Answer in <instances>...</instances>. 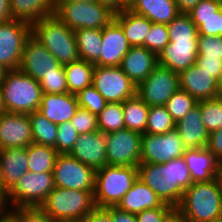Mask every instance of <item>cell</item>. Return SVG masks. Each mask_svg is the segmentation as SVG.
Returning a JSON list of instances; mask_svg holds the SVG:
<instances>
[{
	"instance_id": "cell-60",
	"label": "cell",
	"mask_w": 222,
	"mask_h": 222,
	"mask_svg": "<svg viewBox=\"0 0 222 222\" xmlns=\"http://www.w3.org/2000/svg\"><path fill=\"white\" fill-rule=\"evenodd\" d=\"M5 112H6V109L4 106L3 97H2L1 88H0V115Z\"/></svg>"
},
{
	"instance_id": "cell-64",
	"label": "cell",
	"mask_w": 222,
	"mask_h": 222,
	"mask_svg": "<svg viewBox=\"0 0 222 222\" xmlns=\"http://www.w3.org/2000/svg\"><path fill=\"white\" fill-rule=\"evenodd\" d=\"M219 90H220V95L222 96V76H221V79L219 81Z\"/></svg>"
},
{
	"instance_id": "cell-53",
	"label": "cell",
	"mask_w": 222,
	"mask_h": 222,
	"mask_svg": "<svg viewBox=\"0 0 222 222\" xmlns=\"http://www.w3.org/2000/svg\"><path fill=\"white\" fill-rule=\"evenodd\" d=\"M101 5L107 7L114 14L120 13L127 8L123 4V0H96Z\"/></svg>"
},
{
	"instance_id": "cell-47",
	"label": "cell",
	"mask_w": 222,
	"mask_h": 222,
	"mask_svg": "<svg viewBox=\"0 0 222 222\" xmlns=\"http://www.w3.org/2000/svg\"><path fill=\"white\" fill-rule=\"evenodd\" d=\"M175 210L174 207L163 204L159 208L146 209L136 214L137 222H164V220Z\"/></svg>"
},
{
	"instance_id": "cell-58",
	"label": "cell",
	"mask_w": 222,
	"mask_h": 222,
	"mask_svg": "<svg viewBox=\"0 0 222 222\" xmlns=\"http://www.w3.org/2000/svg\"><path fill=\"white\" fill-rule=\"evenodd\" d=\"M215 179L218 183L220 191L222 192V162L218 164Z\"/></svg>"
},
{
	"instance_id": "cell-43",
	"label": "cell",
	"mask_w": 222,
	"mask_h": 222,
	"mask_svg": "<svg viewBox=\"0 0 222 222\" xmlns=\"http://www.w3.org/2000/svg\"><path fill=\"white\" fill-rule=\"evenodd\" d=\"M197 59H222V37L199 35Z\"/></svg>"
},
{
	"instance_id": "cell-27",
	"label": "cell",
	"mask_w": 222,
	"mask_h": 222,
	"mask_svg": "<svg viewBox=\"0 0 222 222\" xmlns=\"http://www.w3.org/2000/svg\"><path fill=\"white\" fill-rule=\"evenodd\" d=\"M183 157L193 183L207 182L215 178L219 162L206 147L185 150Z\"/></svg>"
},
{
	"instance_id": "cell-35",
	"label": "cell",
	"mask_w": 222,
	"mask_h": 222,
	"mask_svg": "<svg viewBox=\"0 0 222 222\" xmlns=\"http://www.w3.org/2000/svg\"><path fill=\"white\" fill-rule=\"evenodd\" d=\"M31 122L33 143L56 147L58 127L38 111L28 114Z\"/></svg>"
},
{
	"instance_id": "cell-12",
	"label": "cell",
	"mask_w": 222,
	"mask_h": 222,
	"mask_svg": "<svg viewBox=\"0 0 222 222\" xmlns=\"http://www.w3.org/2000/svg\"><path fill=\"white\" fill-rule=\"evenodd\" d=\"M107 165L138 167L141 163L142 134L122 129L105 134Z\"/></svg>"
},
{
	"instance_id": "cell-56",
	"label": "cell",
	"mask_w": 222,
	"mask_h": 222,
	"mask_svg": "<svg viewBox=\"0 0 222 222\" xmlns=\"http://www.w3.org/2000/svg\"><path fill=\"white\" fill-rule=\"evenodd\" d=\"M12 20L9 0H0V23Z\"/></svg>"
},
{
	"instance_id": "cell-31",
	"label": "cell",
	"mask_w": 222,
	"mask_h": 222,
	"mask_svg": "<svg viewBox=\"0 0 222 222\" xmlns=\"http://www.w3.org/2000/svg\"><path fill=\"white\" fill-rule=\"evenodd\" d=\"M79 58L95 63L102 51V29L84 28L74 30Z\"/></svg>"
},
{
	"instance_id": "cell-40",
	"label": "cell",
	"mask_w": 222,
	"mask_h": 222,
	"mask_svg": "<svg viewBox=\"0 0 222 222\" xmlns=\"http://www.w3.org/2000/svg\"><path fill=\"white\" fill-rule=\"evenodd\" d=\"M198 101L189 93L178 89L164 105L176 123L181 120L190 110L196 107Z\"/></svg>"
},
{
	"instance_id": "cell-62",
	"label": "cell",
	"mask_w": 222,
	"mask_h": 222,
	"mask_svg": "<svg viewBox=\"0 0 222 222\" xmlns=\"http://www.w3.org/2000/svg\"><path fill=\"white\" fill-rule=\"evenodd\" d=\"M56 1L91 2V1H96V0H56Z\"/></svg>"
},
{
	"instance_id": "cell-38",
	"label": "cell",
	"mask_w": 222,
	"mask_h": 222,
	"mask_svg": "<svg viewBox=\"0 0 222 222\" xmlns=\"http://www.w3.org/2000/svg\"><path fill=\"white\" fill-rule=\"evenodd\" d=\"M169 41L198 40V28L186 13H180L169 24Z\"/></svg>"
},
{
	"instance_id": "cell-42",
	"label": "cell",
	"mask_w": 222,
	"mask_h": 222,
	"mask_svg": "<svg viewBox=\"0 0 222 222\" xmlns=\"http://www.w3.org/2000/svg\"><path fill=\"white\" fill-rule=\"evenodd\" d=\"M169 42L167 24L152 23L149 34L145 37L144 47L159 55Z\"/></svg>"
},
{
	"instance_id": "cell-65",
	"label": "cell",
	"mask_w": 222,
	"mask_h": 222,
	"mask_svg": "<svg viewBox=\"0 0 222 222\" xmlns=\"http://www.w3.org/2000/svg\"><path fill=\"white\" fill-rule=\"evenodd\" d=\"M210 222H222V217H221V218H218V219H214V220H212V221H210Z\"/></svg>"
},
{
	"instance_id": "cell-50",
	"label": "cell",
	"mask_w": 222,
	"mask_h": 222,
	"mask_svg": "<svg viewBox=\"0 0 222 222\" xmlns=\"http://www.w3.org/2000/svg\"><path fill=\"white\" fill-rule=\"evenodd\" d=\"M206 148L215 156L219 163L222 162V128L210 133Z\"/></svg>"
},
{
	"instance_id": "cell-52",
	"label": "cell",
	"mask_w": 222,
	"mask_h": 222,
	"mask_svg": "<svg viewBox=\"0 0 222 222\" xmlns=\"http://www.w3.org/2000/svg\"><path fill=\"white\" fill-rule=\"evenodd\" d=\"M84 222H113L111 215L104 208H95Z\"/></svg>"
},
{
	"instance_id": "cell-37",
	"label": "cell",
	"mask_w": 222,
	"mask_h": 222,
	"mask_svg": "<svg viewBox=\"0 0 222 222\" xmlns=\"http://www.w3.org/2000/svg\"><path fill=\"white\" fill-rule=\"evenodd\" d=\"M175 129V122L165 106H150L145 134H164Z\"/></svg>"
},
{
	"instance_id": "cell-15",
	"label": "cell",
	"mask_w": 222,
	"mask_h": 222,
	"mask_svg": "<svg viewBox=\"0 0 222 222\" xmlns=\"http://www.w3.org/2000/svg\"><path fill=\"white\" fill-rule=\"evenodd\" d=\"M63 65L32 35L23 48L20 70L37 81L50 73H57Z\"/></svg>"
},
{
	"instance_id": "cell-17",
	"label": "cell",
	"mask_w": 222,
	"mask_h": 222,
	"mask_svg": "<svg viewBox=\"0 0 222 222\" xmlns=\"http://www.w3.org/2000/svg\"><path fill=\"white\" fill-rule=\"evenodd\" d=\"M33 143L28 114L8 113L0 115V149L27 147Z\"/></svg>"
},
{
	"instance_id": "cell-36",
	"label": "cell",
	"mask_w": 222,
	"mask_h": 222,
	"mask_svg": "<svg viewBox=\"0 0 222 222\" xmlns=\"http://www.w3.org/2000/svg\"><path fill=\"white\" fill-rule=\"evenodd\" d=\"M97 119L98 128L104 134L125 129L122 103H107Z\"/></svg>"
},
{
	"instance_id": "cell-41",
	"label": "cell",
	"mask_w": 222,
	"mask_h": 222,
	"mask_svg": "<svg viewBox=\"0 0 222 222\" xmlns=\"http://www.w3.org/2000/svg\"><path fill=\"white\" fill-rule=\"evenodd\" d=\"M76 97L80 108L89 110L97 116L104 110L108 103L93 85L79 91Z\"/></svg>"
},
{
	"instance_id": "cell-24",
	"label": "cell",
	"mask_w": 222,
	"mask_h": 222,
	"mask_svg": "<svg viewBox=\"0 0 222 222\" xmlns=\"http://www.w3.org/2000/svg\"><path fill=\"white\" fill-rule=\"evenodd\" d=\"M158 66V55L144 46L131 47L121 62L124 74L137 86Z\"/></svg>"
},
{
	"instance_id": "cell-22",
	"label": "cell",
	"mask_w": 222,
	"mask_h": 222,
	"mask_svg": "<svg viewBox=\"0 0 222 222\" xmlns=\"http://www.w3.org/2000/svg\"><path fill=\"white\" fill-rule=\"evenodd\" d=\"M186 150L207 147L210 133L204 125L201 108L197 104L181 120L175 123Z\"/></svg>"
},
{
	"instance_id": "cell-4",
	"label": "cell",
	"mask_w": 222,
	"mask_h": 222,
	"mask_svg": "<svg viewBox=\"0 0 222 222\" xmlns=\"http://www.w3.org/2000/svg\"><path fill=\"white\" fill-rule=\"evenodd\" d=\"M0 88L6 112L31 114L38 111L42 88L36 79L20 69L8 70Z\"/></svg>"
},
{
	"instance_id": "cell-3",
	"label": "cell",
	"mask_w": 222,
	"mask_h": 222,
	"mask_svg": "<svg viewBox=\"0 0 222 222\" xmlns=\"http://www.w3.org/2000/svg\"><path fill=\"white\" fill-rule=\"evenodd\" d=\"M31 35L57 59L60 65L64 66L80 59L74 30L55 15L33 23Z\"/></svg>"
},
{
	"instance_id": "cell-54",
	"label": "cell",
	"mask_w": 222,
	"mask_h": 222,
	"mask_svg": "<svg viewBox=\"0 0 222 222\" xmlns=\"http://www.w3.org/2000/svg\"><path fill=\"white\" fill-rule=\"evenodd\" d=\"M0 222H21V218L12 208L4 207L0 211Z\"/></svg>"
},
{
	"instance_id": "cell-10",
	"label": "cell",
	"mask_w": 222,
	"mask_h": 222,
	"mask_svg": "<svg viewBox=\"0 0 222 222\" xmlns=\"http://www.w3.org/2000/svg\"><path fill=\"white\" fill-rule=\"evenodd\" d=\"M55 186L94 191L96 171L69 154H59L53 168Z\"/></svg>"
},
{
	"instance_id": "cell-66",
	"label": "cell",
	"mask_w": 222,
	"mask_h": 222,
	"mask_svg": "<svg viewBox=\"0 0 222 222\" xmlns=\"http://www.w3.org/2000/svg\"><path fill=\"white\" fill-rule=\"evenodd\" d=\"M0 196H1V169H0Z\"/></svg>"
},
{
	"instance_id": "cell-57",
	"label": "cell",
	"mask_w": 222,
	"mask_h": 222,
	"mask_svg": "<svg viewBox=\"0 0 222 222\" xmlns=\"http://www.w3.org/2000/svg\"><path fill=\"white\" fill-rule=\"evenodd\" d=\"M164 222H187V220L175 209Z\"/></svg>"
},
{
	"instance_id": "cell-61",
	"label": "cell",
	"mask_w": 222,
	"mask_h": 222,
	"mask_svg": "<svg viewBox=\"0 0 222 222\" xmlns=\"http://www.w3.org/2000/svg\"><path fill=\"white\" fill-rule=\"evenodd\" d=\"M8 70H6L2 65H0V85L5 77V74Z\"/></svg>"
},
{
	"instance_id": "cell-29",
	"label": "cell",
	"mask_w": 222,
	"mask_h": 222,
	"mask_svg": "<svg viewBox=\"0 0 222 222\" xmlns=\"http://www.w3.org/2000/svg\"><path fill=\"white\" fill-rule=\"evenodd\" d=\"M56 0H9L12 19L33 24L54 15Z\"/></svg>"
},
{
	"instance_id": "cell-51",
	"label": "cell",
	"mask_w": 222,
	"mask_h": 222,
	"mask_svg": "<svg viewBox=\"0 0 222 222\" xmlns=\"http://www.w3.org/2000/svg\"><path fill=\"white\" fill-rule=\"evenodd\" d=\"M112 217L113 222H137L136 215L120 210L116 206L104 208Z\"/></svg>"
},
{
	"instance_id": "cell-39",
	"label": "cell",
	"mask_w": 222,
	"mask_h": 222,
	"mask_svg": "<svg viewBox=\"0 0 222 222\" xmlns=\"http://www.w3.org/2000/svg\"><path fill=\"white\" fill-rule=\"evenodd\" d=\"M202 118L209 133L222 128V96L198 101Z\"/></svg>"
},
{
	"instance_id": "cell-30",
	"label": "cell",
	"mask_w": 222,
	"mask_h": 222,
	"mask_svg": "<svg viewBox=\"0 0 222 222\" xmlns=\"http://www.w3.org/2000/svg\"><path fill=\"white\" fill-rule=\"evenodd\" d=\"M130 10L158 24H169L180 14L175 0H137Z\"/></svg>"
},
{
	"instance_id": "cell-13",
	"label": "cell",
	"mask_w": 222,
	"mask_h": 222,
	"mask_svg": "<svg viewBox=\"0 0 222 222\" xmlns=\"http://www.w3.org/2000/svg\"><path fill=\"white\" fill-rule=\"evenodd\" d=\"M178 89H180L178 73L158 65L137 85L136 94L148 106H164Z\"/></svg>"
},
{
	"instance_id": "cell-9",
	"label": "cell",
	"mask_w": 222,
	"mask_h": 222,
	"mask_svg": "<svg viewBox=\"0 0 222 222\" xmlns=\"http://www.w3.org/2000/svg\"><path fill=\"white\" fill-rule=\"evenodd\" d=\"M31 36V24L12 19L0 23V65L6 70L20 68L23 48Z\"/></svg>"
},
{
	"instance_id": "cell-26",
	"label": "cell",
	"mask_w": 222,
	"mask_h": 222,
	"mask_svg": "<svg viewBox=\"0 0 222 222\" xmlns=\"http://www.w3.org/2000/svg\"><path fill=\"white\" fill-rule=\"evenodd\" d=\"M163 204L158 195L138 177L116 207L136 215L146 209L159 208Z\"/></svg>"
},
{
	"instance_id": "cell-25",
	"label": "cell",
	"mask_w": 222,
	"mask_h": 222,
	"mask_svg": "<svg viewBox=\"0 0 222 222\" xmlns=\"http://www.w3.org/2000/svg\"><path fill=\"white\" fill-rule=\"evenodd\" d=\"M79 108L77 97L72 93H43L38 112L56 125L70 121Z\"/></svg>"
},
{
	"instance_id": "cell-63",
	"label": "cell",
	"mask_w": 222,
	"mask_h": 222,
	"mask_svg": "<svg viewBox=\"0 0 222 222\" xmlns=\"http://www.w3.org/2000/svg\"><path fill=\"white\" fill-rule=\"evenodd\" d=\"M5 207L4 199L0 196V211Z\"/></svg>"
},
{
	"instance_id": "cell-28",
	"label": "cell",
	"mask_w": 222,
	"mask_h": 222,
	"mask_svg": "<svg viewBox=\"0 0 222 222\" xmlns=\"http://www.w3.org/2000/svg\"><path fill=\"white\" fill-rule=\"evenodd\" d=\"M114 20L121 26L131 47L144 46L152 23L147 17L133 13L130 9L114 14Z\"/></svg>"
},
{
	"instance_id": "cell-7",
	"label": "cell",
	"mask_w": 222,
	"mask_h": 222,
	"mask_svg": "<svg viewBox=\"0 0 222 222\" xmlns=\"http://www.w3.org/2000/svg\"><path fill=\"white\" fill-rule=\"evenodd\" d=\"M54 15L72 30L103 29L114 19V13L97 1H56Z\"/></svg>"
},
{
	"instance_id": "cell-48",
	"label": "cell",
	"mask_w": 222,
	"mask_h": 222,
	"mask_svg": "<svg viewBox=\"0 0 222 222\" xmlns=\"http://www.w3.org/2000/svg\"><path fill=\"white\" fill-rule=\"evenodd\" d=\"M12 209L19 215L21 222H56L40 207H18Z\"/></svg>"
},
{
	"instance_id": "cell-8",
	"label": "cell",
	"mask_w": 222,
	"mask_h": 222,
	"mask_svg": "<svg viewBox=\"0 0 222 222\" xmlns=\"http://www.w3.org/2000/svg\"><path fill=\"white\" fill-rule=\"evenodd\" d=\"M54 188L52 172L26 171L14 188L4 197V205L8 208L40 207Z\"/></svg>"
},
{
	"instance_id": "cell-59",
	"label": "cell",
	"mask_w": 222,
	"mask_h": 222,
	"mask_svg": "<svg viewBox=\"0 0 222 222\" xmlns=\"http://www.w3.org/2000/svg\"><path fill=\"white\" fill-rule=\"evenodd\" d=\"M136 2L137 0H123V4L127 9H130Z\"/></svg>"
},
{
	"instance_id": "cell-5",
	"label": "cell",
	"mask_w": 222,
	"mask_h": 222,
	"mask_svg": "<svg viewBox=\"0 0 222 222\" xmlns=\"http://www.w3.org/2000/svg\"><path fill=\"white\" fill-rule=\"evenodd\" d=\"M40 208L56 222L81 221L96 208L94 191L55 186Z\"/></svg>"
},
{
	"instance_id": "cell-21",
	"label": "cell",
	"mask_w": 222,
	"mask_h": 222,
	"mask_svg": "<svg viewBox=\"0 0 222 222\" xmlns=\"http://www.w3.org/2000/svg\"><path fill=\"white\" fill-rule=\"evenodd\" d=\"M198 55V40L170 41L158 55V65L177 73L194 65Z\"/></svg>"
},
{
	"instance_id": "cell-34",
	"label": "cell",
	"mask_w": 222,
	"mask_h": 222,
	"mask_svg": "<svg viewBox=\"0 0 222 222\" xmlns=\"http://www.w3.org/2000/svg\"><path fill=\"white\" fill-rule=\"evenodd\" d=\"M27 153L28 171L34 173L52 172L59 155L54 147L36 143L27 146Z\"/></svg>"
},
{
	"instance_id": "cell-6",
	"label": "cell",
	"mask_w": 222,
	"mask_h": 222,
	"mask_svg": "<svg viewBox=\"0 0 222 222\" xmlns=\"http://www.w3.org/2000/svg\"><path fill=\"white\" fill-rule=\"evenodd\" d=\"M138 178V167L105 165L95 173L96 208L117 206Z\"/></svg>"
},
{
	"instance_id": "cell-18",
	"label": "cell",
	"mask_w": 222,
	"mask_h": 222,
	"mask_svg": "<svg viewBox=\"0 0 222 222\" xmlns=\"http://www.w3.org/2000/svg\"><path fill=\"white\" fill-rule=\"evenodd\" d=\"M101 46V55L94 63L95 66H120L131 48L123 29L114 19L102 29Z\"/></svg>"
},
{
	"instance_id": "cell-19",
	"label": "cell",
	"mask_w": 222,
	"mask_h": 222,
	"mask_svg": "<svg viewBox=\"0 0 222 222\" xmlns=\"http://www.w3.org/2000/svg\"><path fill=\"white\" fill-rule=\"evenodd\" d=\"M179 87L197 101L215 98L220 95L219 82L195 63L178 73Z\"/></svg>"
},
{
	"instance_id": "cell-45",
	"label": "cell",
	"mask_w": 222,
	"mask_h": 222,
	"mask_svg": "<svg viewBox=\"0 0 222 222\" xmlns=\"http://www.w3.org/2000/svg\"><path fill=\"white\" fill-rule=\"evenodd\" d=\"M42 93L60 94L67 93V81L64 66L57 73H50L38 80Z\"/></svg>"
},
{
	"instance_id": "cell-20",
	"label": "cell",
	"mask_w": 222,
	"mask_h": 222,
	"mask_svg": "<svg viewBox=\"0 0 222 222\" xmlns=\"http://www.w3.org/2000/svg\"><path fill=\"white\" fill-rule=\"evenodd\" d=\"M1 197L14 188L28 171L27 147L0 149Z\"/></svg>"
},
{
	"instance_id": "cell-23",
	"label": "cell",
	"mask_w": 222,
	"mask_h": 222,
	"mask_svg": "<svg viewBox=\"0 0 222 222\" xmlns=\"http://www.w3.org/2000/svg\"><path fill=\"white\" fill-rule=\"evenodd\" d=\"M200 36L222 37V0H201L187 13Z\"/></svg>"
},
{
	"instance_id": "cell-16",
	"label": "cell",
	"mask_w": 222,
	"mask_h": 222,
	"mask_svg": "<svg viewBox=\"0 0 222 222\" xmlns=\"http://www.w3.org/2000/svg\"><path fill=\"white\" fill-rule=\"evenodd\" d=\"M106 151L105 134L97 130L79 134L69 155L97 171L107 165Z\"/></svg>"
},
{
	"instance_id": "cell-33",
	"label": "cell",
	"mask_w": 222,
	"mask_h": 222,
	"mask_svg": "<svg viewBox=\"0 0 222 222\" xmlns=\"http://www.w3.org/2000/svg\"><path fill=\"white\" fill-rule=\"evenodd\" d=\"M125 129L145 134L148 121V106L137 94L122 103Z\"/></svg>"
},
{
	"instance_id": "cell-1",
	"label": "cell",
	"mask_w": 222,
	"mask_h": 222,
	"mask_svg": "<svg viewBox=\"0 0 222 222\" xmlns=\"http://www.w3.org/2000/svg\"><path fill=\"white\" fill-rule=\"evenodd\" d=\"M138 177L162 200L175 209L181 203L184 191L193 181L184 157L164 164L140 163Z\"/></svg>"
},
{
	"instance_id": "cell-11",
	"label": "cell",
	"mask_w": 222,
	"mask_h": 222,
	"mask_svg": "<svg viewBox=\"0 0 222 222\" xmlns=\"http://www.w3.org/2000/svg\"><path fill=\"white\" fill-rule=\"evenodd\" d=\"M92 85L108 103H123L134 97L137 89L120 66H95Z\"/></svg>"
},
{
	"instance_id": "cell-14",
	"label": "cell",
	"mask_w": 222,
	"mask_h": 222,
	"mask_svg": "<svg viewBox=\"0 0 222 222\" xmlns=\"http://www.w3.org/2000/svg\"><path fill=\"white\" fill-rule=\"evenodd\" d=\"M185 148L174 129L164 134H142L141 163L164 164L183 157Z\"/></svg>"
},
{
	"instance_id": "cell-32",
	"label": "cell",
	"mask_w": 222,
	"mask_h": 222,
	"mask_svg": "<svg viewBox=\"0 0 222 222\" xmlns=\"http://www.w3.org/2000/svg\"><path fill=\"white\" fill-rule=\"evenodd\" d=\"M95 65L85 60L71 62L64 65L68 92L77 94L85 87L93 84V73Z\"/></svg>"
},
{
	"instance_id": "cell-46",
	"label": "cell",
	"mask_w": 222,
	"mask_h": 222,
	"mask_svg": "<svg viewBox=\"0 0 222 222\" xmlns=\"http://www.w3.org/2000/svg\"><path fill=\"white\" fill-rule=\"evenodd\" d=\"M70 121L78 134L99 130L97 115L80 107L76 110L74 117Z\"/></svg>"
},
{
	"instance_id": "cell-55",
	"label": "cell",
	"mask_w": 222,
	"mask_h": 222,
	"mask_svg": "<svg viewBox=\"0 0 222 222\" xmlns=\"http://www.w3.org/2000/svg\"><path fill=\"white\" fill-rule=\"evenodd\" d=\"M180 13H188L192 10L201 0H175Z\"/></svg>"
},
{
	"instance_id": "cell-49",
	"label": "cell",
	"mask_w": 222,
	"mask_h": 222,
	"mask_svg": "<svg viewBox=\"0 0 222 222\" xmlns=\"http://www.w3.org/2000/svg\"><path fill=\"white\" fill-rule=\"evenodd\" d=\"M196 64L201 70L209 73L218 82L222 76V59H197Z\"/></svg>"
},
{
	"instance_id": "cell-2",
	"label": "cell",
	"mask_w": 222,
	"mask_h": 222,
	"mask_svg": "<svg viewBox=\"0 0 222 222\" xmlns=\"http://www.w3.org/2000/svg\"><path fill=\"white\" fill-rule=\"evenodd\" d=\"M176 210L187 222H210L222 217V192L216 179L193 183Z\"/></svg>"
},
{
	"instance_id": "cell-44",
	"label": "cell",
	"mask_w": 222,
	"mask_h": 222,
	"mask_svg": "<svg viewBox=\"0 0 222 222\" xmlns=\"http://www.w3.org/2000/svg\"><path fill=\"white\" fill-rule=\"evenodd\" d=\"M58 134L55 149L59 154H69L78 139V133L71 121L58 124Z\"/></svg>"
}]
</instances>
